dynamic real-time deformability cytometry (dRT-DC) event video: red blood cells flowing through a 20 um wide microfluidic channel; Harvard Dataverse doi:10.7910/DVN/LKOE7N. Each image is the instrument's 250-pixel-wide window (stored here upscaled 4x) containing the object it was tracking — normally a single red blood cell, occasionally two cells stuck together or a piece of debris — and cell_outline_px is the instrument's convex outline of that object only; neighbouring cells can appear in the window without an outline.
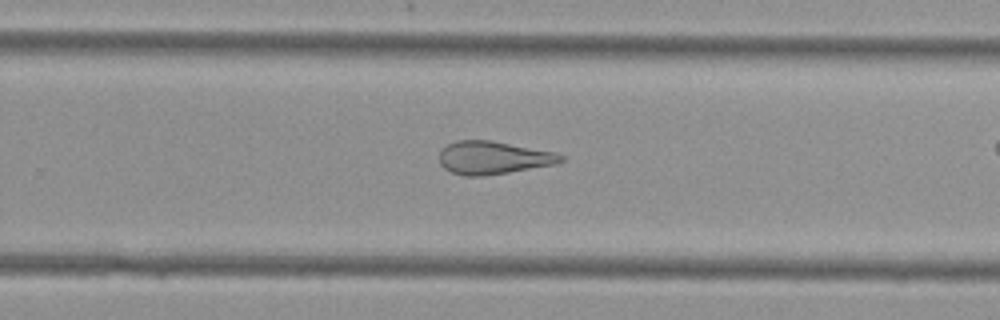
{"species": "Egyptian fruit bat (a non-hibernating species)", "species_latin": "Rousettus aegyptiacus", "temperature_condition": "cold", "stored_images_in_passage": 26, "camera_frame_rate_fps": 3000, "um_per_image_px": 0.085, "animal": {"sex": "female"}, "frame": {"image": 1, "passage_image": 19, "time_ms": 6.0, "image_size_px": [1000, 320], "cell_outline_px": [[564, 160], [560, 164], [508, 172], [480, 176], [464, 176], [452, 172], [444, 168], [440, 164], [440, 152], [448, 144], [456, 140], [492, 140], [556, 152], [564, 156]], "centroid_in_image_um": [41.97, 13.4], "position_along_channel_um": 287.8, "area_um2": 23.47}}
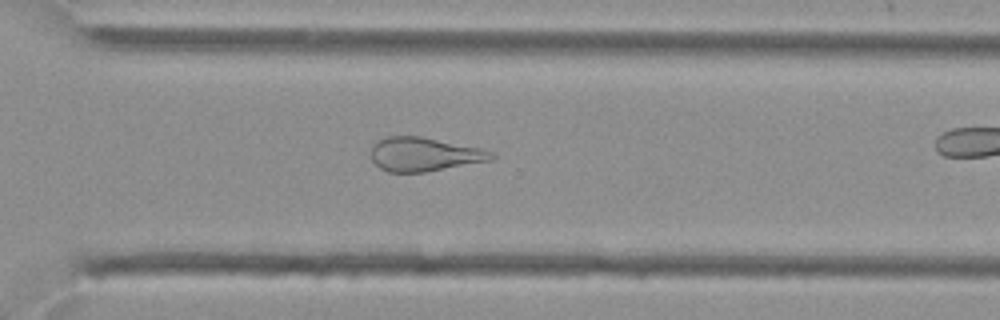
{"frame": {"image": 2, "passage_image": 22, "time_ms": 7.0, "image_size_px": [1000, 320], "cell_outline_px": [[496, 156], [492, 160], [424, 172], [388, 172], [380, 168], [372, 160], [372, 144], [388, 136], [420, 136], [480, 148], [496, 152]], "centroid_in_image_um": [36.08, 13.12], "position_along_channel_um": 334.5, "area_um2": 23.64}}